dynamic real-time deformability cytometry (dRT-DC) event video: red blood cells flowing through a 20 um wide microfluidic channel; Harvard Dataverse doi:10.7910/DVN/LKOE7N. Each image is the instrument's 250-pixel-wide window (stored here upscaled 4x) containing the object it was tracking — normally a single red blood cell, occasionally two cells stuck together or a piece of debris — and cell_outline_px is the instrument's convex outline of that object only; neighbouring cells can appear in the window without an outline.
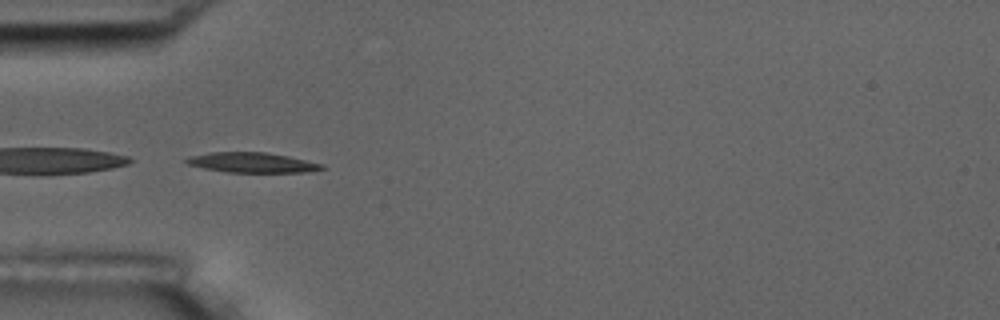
{"species": "common noctule bat (a hibernating species)", "species_latin": "Nyctalus noctula", "temperature_condition": "room temperature", "stored_images_in_passage": 5, "camera_frame_rate_fps": 3000, "um_per_image_px": 0.085, "animal": {"sex": "male", "body_mass_g": 17.5, "forearm_length_mm": 52.3}, "frame": {"image": 1, "passage_image": 4, "time_ms": 1.0, "image_size_px": [1000, 320], "cell_outline_px": [[324, 168], [304, 172], [228, 172], [204, 168], [188, 164], [184, 160], [188, 156], [212, 152], [264, 152], [288, 156], [324, 164]], "centroid_in_image_um": [21.4, 13.81], "position_along_channel_um": 63.6, "area_um2": 15.66}}